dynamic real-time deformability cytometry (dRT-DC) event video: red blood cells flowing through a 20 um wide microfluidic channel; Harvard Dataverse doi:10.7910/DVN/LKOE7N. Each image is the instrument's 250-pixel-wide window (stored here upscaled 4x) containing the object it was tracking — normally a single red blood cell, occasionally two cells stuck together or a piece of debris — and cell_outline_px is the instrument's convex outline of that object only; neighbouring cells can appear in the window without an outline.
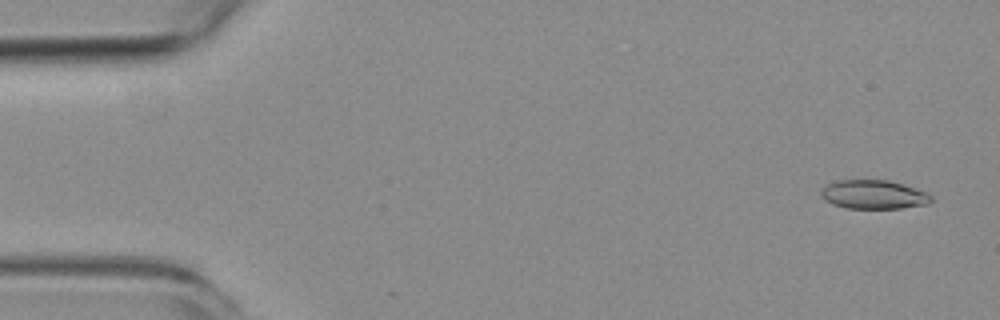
{"species": "common noctule bat (a hibernating species)", "species_latin": "Nyctalus noctula", "temperature_condition": "room temperature", "stored_images_in_passage": 2, "camera_frame_rate_fps": 3000, "um_per_image_px": 0.085, "animal": {"sex": "female", "body_mass_g": 19.3, "forearm_length_mm": 54.1}, "frame": {"image": 1, "passage_image": 1, "time_ms": 0.0, "image_size_px": [1000, 320], "cell_outline_px": [[932, 200], [928, 204], [900, 208], [848, 208], [832, 204], [824, 200], [820, 192], [828, 184], [840, 180], [888, 180], [904, 184], [924, 192], [932, 196]], "centroid_in_image_um": [74.26, 16.54], "position_along_channel_um": 10.7, "area_um2": 18.32}}